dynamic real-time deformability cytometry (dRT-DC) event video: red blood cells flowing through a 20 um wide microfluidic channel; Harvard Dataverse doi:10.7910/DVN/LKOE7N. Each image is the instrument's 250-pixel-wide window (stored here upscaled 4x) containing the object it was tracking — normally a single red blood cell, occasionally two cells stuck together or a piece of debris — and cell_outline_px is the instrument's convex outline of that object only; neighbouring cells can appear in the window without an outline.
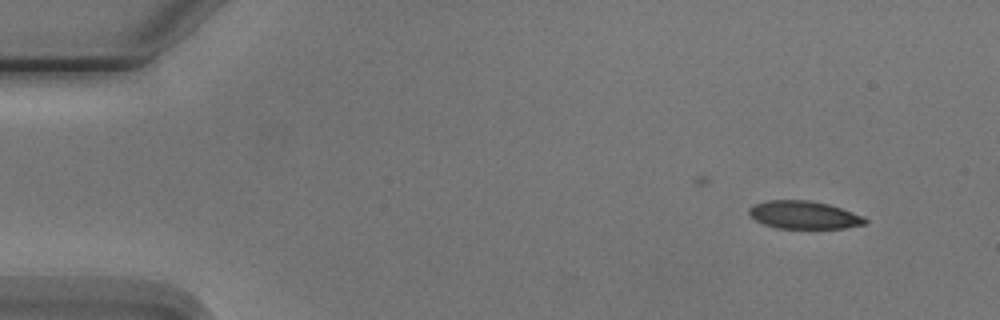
{"species": "Egyptian fruit bat (a non-hibernating species)", "species_latin": "Rousettus aegyptiacus", "temperature_condition": "cold", "stored_images_in_passage": 4, "camera_frame_rate_fps": 3000, "um_per_image_px": 0.085, "animal": {"sex": "male"}, "frame": {"image": 1, "passage_image": 2, "time_ms": 2.0, "image_size_px": [1000, 320], "cell_outline_px": [[868, 224], [844, 228], [776, 228], [764, 224], [756, 220], [748, 212], [748, 208], [752, 204], [768, 200], [808, 200], [828, 204], [864, 216], [868, 220]], "centroid_in_image_um": [68.34, 18.27], "position_along_channel_um": 16.7, "area_um2": 18.9}}